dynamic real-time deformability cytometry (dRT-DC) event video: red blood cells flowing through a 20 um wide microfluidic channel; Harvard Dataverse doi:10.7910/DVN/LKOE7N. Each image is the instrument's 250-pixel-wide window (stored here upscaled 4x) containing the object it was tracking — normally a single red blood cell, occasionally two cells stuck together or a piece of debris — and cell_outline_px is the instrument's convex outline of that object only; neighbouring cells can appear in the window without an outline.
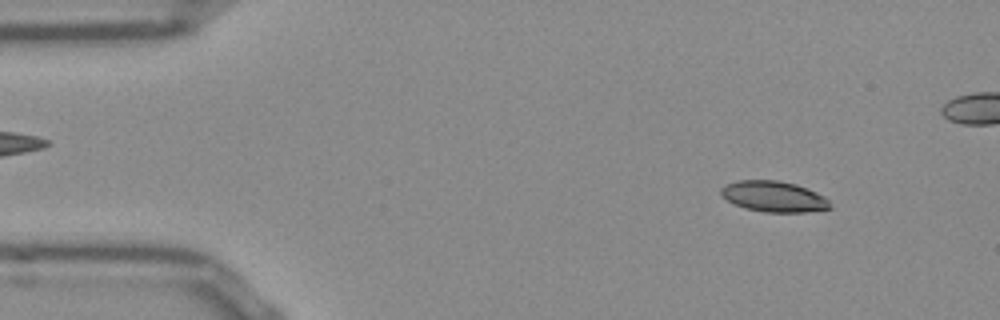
{"species": "Egyptian fruit bat (a non-hibernating species)", "species_latin": "Rousettus aegyptiacus", "temperature_condition": "room temperature", "stored_images_in_passage": 50, "camera_frame_rate_fps": 3000, "um_per_image_px": 0.085, "frame": {"image": 1, "passage_image": 3, "time_ms": 0.667, "image_size_px": [1000, 320], "cell_outline_px": [[832, 208], [804, 212], [764, 212], [744, 208], [720, 196], [720, 188], [724, 184], [736, 180], [780, 180], [796, 184], [808, 188], [824, 196], [828, 200]], "centroid_in_image_um": [65.74, 16.69], "position_along_channel_um": 19.3, "area_um2": 19.77}}
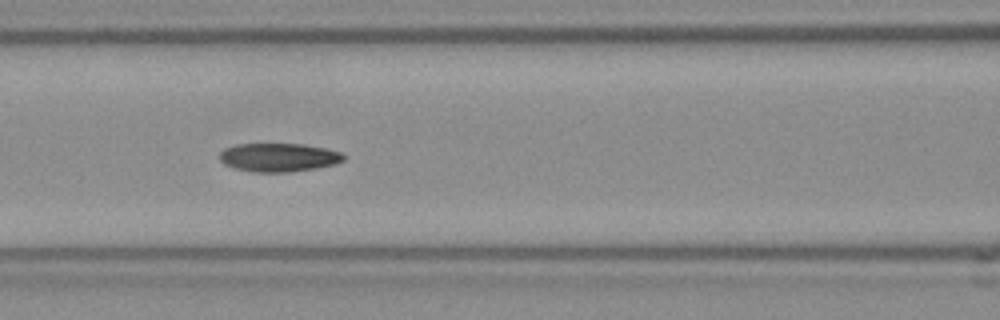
{"frame": {"image": 2, "passage_image": 19, "time_ms": 6.0, "image_size_px": [1000, 320], "cell_outline_px": [[348, 156], [344, 160], [336, 164], [316, 168], [288, 172], [252, 172], [236, 168], [224, 164], [220, 160], [220, 152], [224, 148], [236, 144], [304, 144], [324, 148], [340, 152]], "centroid_in_image_um": [23.71, 13.38], "position_along_channel_um": 142.9, "area_um2": 20.69}}
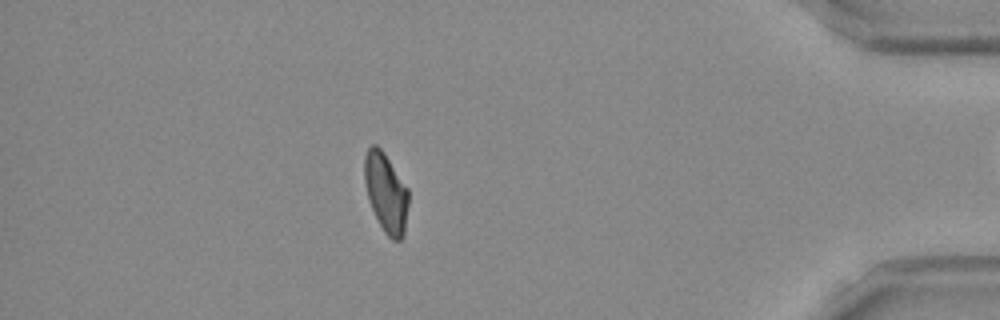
{"frame": {"image": 3, "passage_image": 43, "time_ms": 14.0, "image_size_px": [1000, 320], "cell_outline_px": [[408, 204], [404, 236], [400, 240], [392, 240], [384, 232], [372, 208], [368, 196], [364, 180], [364, 156], [368, 148], [372, 144], [376, 144], [384, 152], [408, 188]], "centroid_in_image_um": [32.81, 16.36], "position_along_channel_um": 402.4, "area_um2": 20.29}, "authors_computed_cell_mechanics": {"area_um2": 20.4034, "velocity_mm_per_s": 3.8404, "shape_relaxation_time_tau1_ms": null, "shape_relaxation_time_tau2_ms": 4.324, "deformation_change_tau1": null, "deformation_change_tau2": 0.1017}}